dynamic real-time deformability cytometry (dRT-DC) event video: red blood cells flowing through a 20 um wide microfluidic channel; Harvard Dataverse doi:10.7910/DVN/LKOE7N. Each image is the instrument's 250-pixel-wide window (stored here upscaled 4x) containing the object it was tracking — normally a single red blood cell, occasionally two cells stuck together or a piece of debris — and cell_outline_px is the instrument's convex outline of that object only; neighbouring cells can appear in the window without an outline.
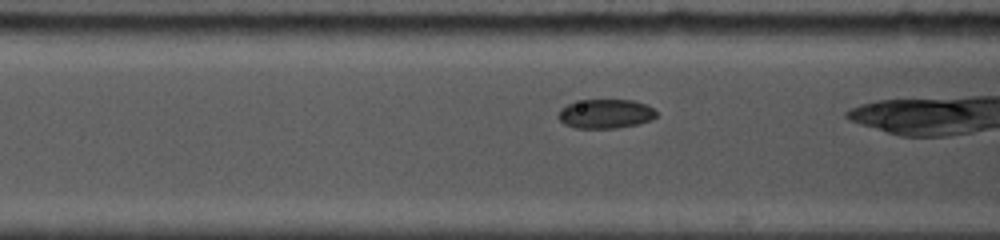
{"species": "common noctule bat (a hibernating species)", "species_latin": "Nyctalus noctula", "temperature_condition": "cold", "stored_images_in_passage": 46, "camera_frame_rate_fps": 5000, "um_per_image_px": 0.085, "animal": {"sex": "female", "body_mass_g": 19.0, "forearm_length_mm": 53.3}, "frame": {"image": 1, "passage_image": 9, "time_ms": 1.6, "image_size_px": [1000, 240], "cell_outline_px": [[656, 116], [652, 120], [636, 124], [616, 128], [576, 128], [564, 124], [556, 116], [560, 108], [568, 104], [584, 100], [636, 100], [648, 104], [656, 112]], "centroid_in_image_um": [51.47, 9.67], "position_along_channel_um": 115.1, "area_um2": 16.76}}
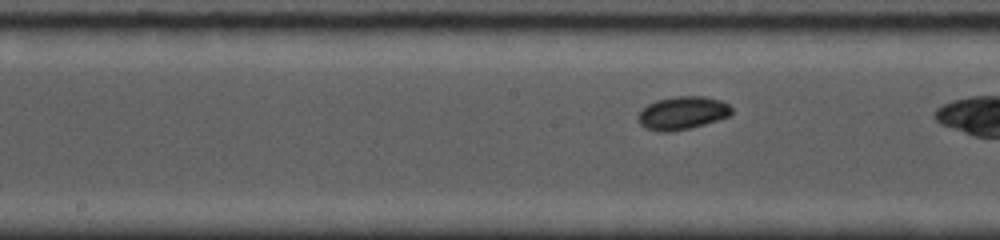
{"frame": {"image": 2, "passage_image": 19, "time_ms": 3.6, "image_size_px": [1000, 240], "cell_outline_px": [[732, 112], [728, 116], [704, 124], [672, 132], [660, 132], [644, 128], [640, 124], [636, 116], [648, 104], [656, 100], [676, 96], [704, 96], [720, 100], [728, 104], [732, 108]], "centroid_in_image_um": [57.97, 9.6], "position_along_channel_um": 190.2, "area_um2": 17.98}}
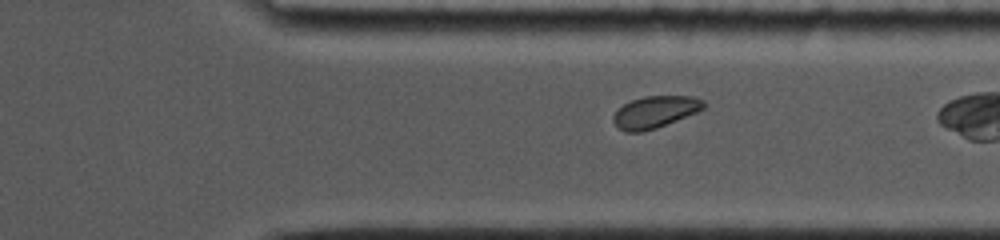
{"frame": {"image": 3, "passage_image": 41, "time_ms": 8.0, "image_size_px": [1000, 240], "cell_outline_px": [[704, 108], [696, 112], [656, 128], [640, 132], [624, 132], [612, 120], [612, 116], [624, 104], [632, 100], [644, 96], [692, 96], [704, 100]], "centroid_in_image_um": [55.67, 9.51], "position_along_channel_um": 355.7, "area_um2": 16.53}}